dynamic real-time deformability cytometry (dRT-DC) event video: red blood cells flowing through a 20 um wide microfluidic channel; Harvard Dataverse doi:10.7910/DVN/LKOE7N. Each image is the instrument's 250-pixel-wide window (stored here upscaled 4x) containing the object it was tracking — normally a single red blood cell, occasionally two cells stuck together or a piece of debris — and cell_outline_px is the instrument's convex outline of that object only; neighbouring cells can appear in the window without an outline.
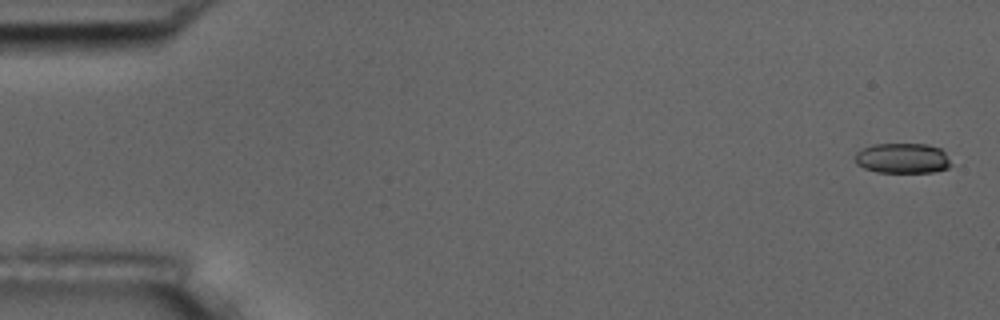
{"species": "common noctule bat (a hibernating species)", "species_latin": "Nyctalus noctula", "temperature_condition": "room temperature", "stored_images_in_passage": 6, "camera_frame_rate_fps": 3000, "um_per_image_px": 0.085, "animal": {"sex": "male", "body_mass_g": 17.5, "forearm_length_mm": 52.3}, "frame": {"image": 1, "passage_image": 1, "time_ms": 0.0, "image_size_px": [1000, 320], "cell_outline_px": [[952, 164], [948, 168], [932, 172], [876, 172], [864, 168], [856, 164], [856, 152], [864, 148], [876, 144], [928, 144], [940, 148], [944, 152]], "centroid_in_image_um": [76.73, 13.45], "position_along_channel_um": 8.3, "area_um2": 16.82}}
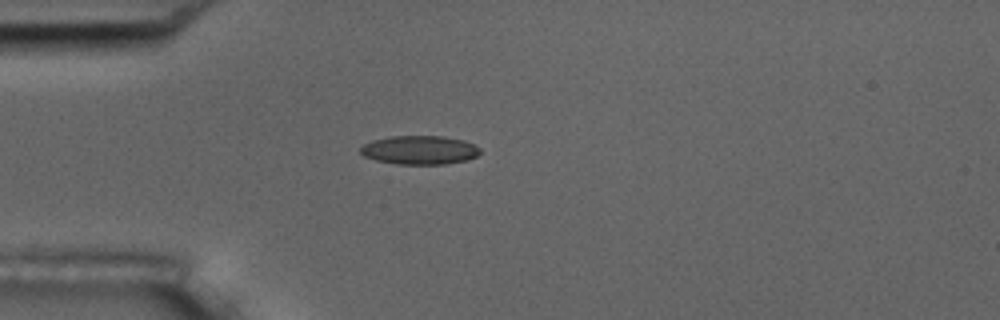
{"frame": {"image": 2, "passage_image": 5, "time_ms": 4.667, "image_size_px": [1000, 320], "cell_outline_px": [[480, 152], [476, 156], [468, 160], [444, 164], [396, 164], [376, 160], [364, 156], [360, 152], [360, 148], [364, 144], [372, 140], [392, 136], [444, 136], [464, 140], [480, 148]], "centroid_in_image_um": [35.67, 12.75], "position_along_channel_um": 49.3, "area_um2": 20.06}}